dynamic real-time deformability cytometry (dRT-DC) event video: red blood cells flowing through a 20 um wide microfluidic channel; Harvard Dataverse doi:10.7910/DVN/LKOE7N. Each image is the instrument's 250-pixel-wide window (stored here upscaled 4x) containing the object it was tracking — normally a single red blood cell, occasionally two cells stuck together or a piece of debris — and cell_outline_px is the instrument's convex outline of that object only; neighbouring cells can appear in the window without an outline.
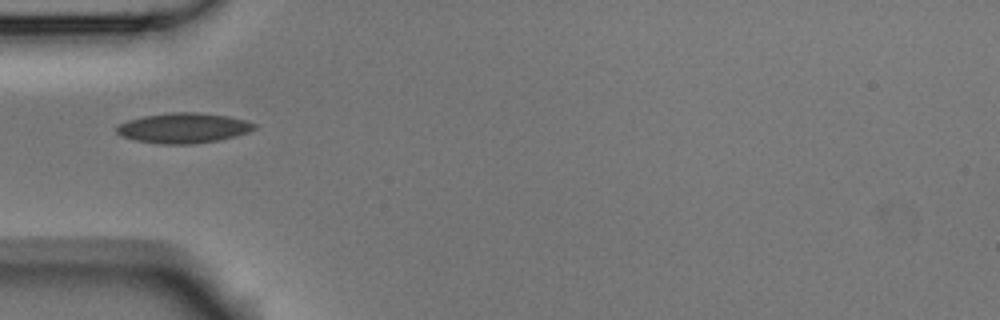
{"species": "Egyptian fruit bat (a non-hibernating species)", "species_latin": "Rousettus aegyptiacus", "temperature_condition": "room temperature", "stored_images_in_passage": 5, "camera_frame_rate_fps": 3000, "um_per_image_px": 0.085, "animal": {"sex": "male"}, "frame": {"image": 1, "passage_image": 4, "time_ms": 1.0, "image_size_px": [1000, 320], "cell_outline_px": [[256, 128], [248, 132], [216, 140], [192, 144], [160, 144], [136, 140], [124, 136], [116, 132], [116, 128], [120, 124], [128, 120], [144, 116], [168, 112], [196, 112], [228, 116], [244, 120], [256, 124]], "centroid_in_image_um": [15.58, 10.87], "position_along_channel_um": 69.4, "area_um2": 23.87}}
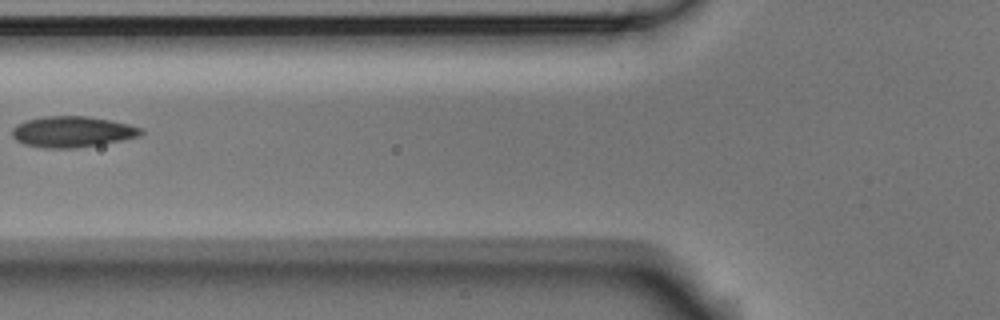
{"frame": {"image": 2, "passage_image": 5, "time_ms": 1.333, "image_size_px": [1000, 320], "cell_outline_px": [[144, 132], [140, 136], [100, 144], [76, 148], [44, 148], [24, 144], [16, 140], [12, 136], [12, 128], [16, 124], [24, 120], [44, 116], [88, 116], [128, 124], [144, 128]], "centroid_in_image_um": [6.12, 11.19], "position_along_channel_um": 119.7, "area_um2": 23.29}}